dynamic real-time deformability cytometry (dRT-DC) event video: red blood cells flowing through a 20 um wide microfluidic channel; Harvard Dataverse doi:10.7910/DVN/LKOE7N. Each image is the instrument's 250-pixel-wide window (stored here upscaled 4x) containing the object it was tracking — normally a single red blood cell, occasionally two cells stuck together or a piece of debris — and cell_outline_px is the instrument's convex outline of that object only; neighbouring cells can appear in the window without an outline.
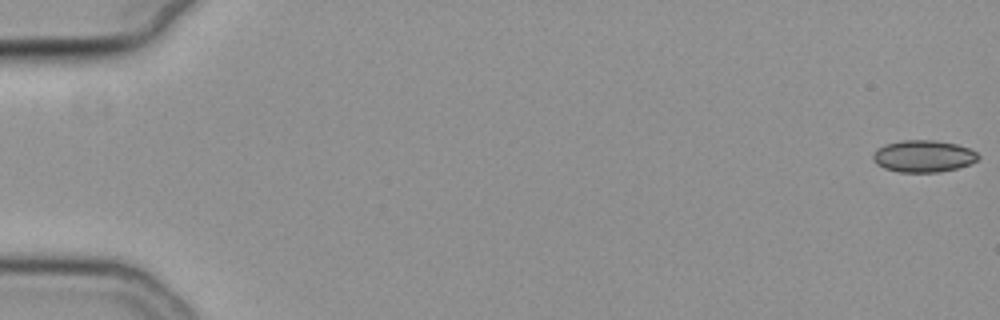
{"species": "common noctule bat (a hibernating species)", "species_latin": "Nyctalus noctula", "temperature_condition": "cold", "stored_images_in_passage": 25, "camera_frame_rate_fps": 3000, "um_per_image_px": 0.085, "animal": {"sex": "female", "body_mass_g": 19.3, "forearm_length_mm": 54.1}, "frame": {"image": 1, "passage_image": 1, "time_ms": 0.0, "image_size_px": [1000, 320], "cell_outline_px": [[980, 156], [976, 160], [968, 164], [956, 168], [940, 172], [900, 172], [884, 168], [876, 164], [872, 160], [872, 152], [884, 144], [900, 140], [936, 140], [956, 144], [968, 148], [976, 152]], "centroid_in_image_um": [78.43, 13.27], "position_along_channel_um": 6.6, "area_um2": 19.65}}
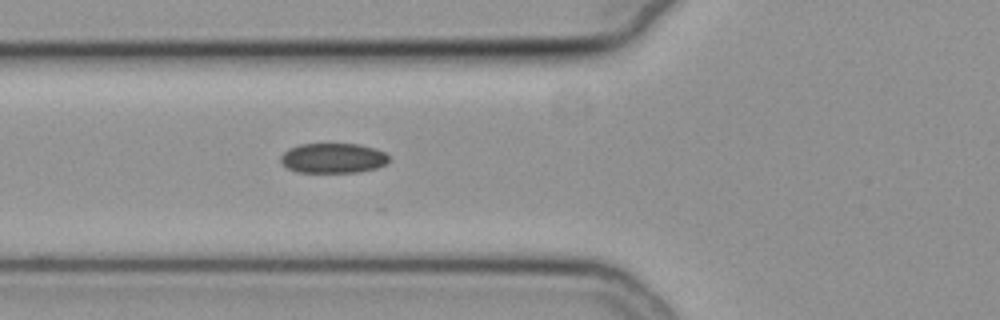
{"frame": {"image": 2, "passage_image": 22, "time_ms": 7.0, "image_size_px": [1000, 320], "cell_outline_px": [[388, 160], [384, 164], [376, 168], [360, 172], [296, 172], [288, 168], [280, 160], [280, 156], [288, 148], [300, 144], [356, 144], [376, 148], [384, 152], [388, 156]], "centroid_in_image_um": [28.29, 13.44], "position_along_channel_um": 97.5, "area_um2": 18.84}}
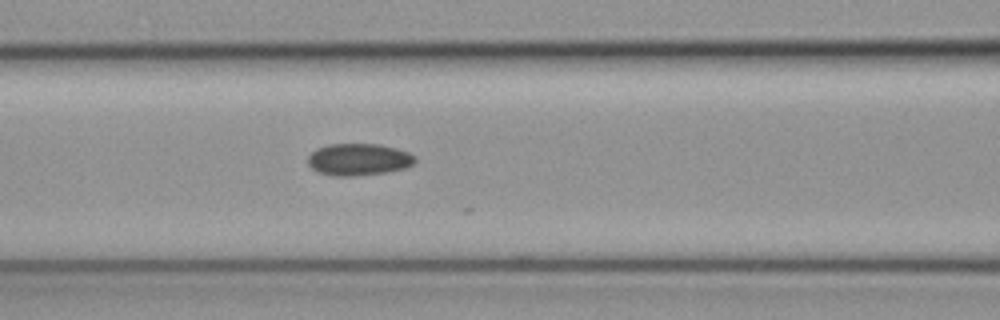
{"frame": {"image": 3, "passage_image": 25, "time_ms": 8.0, "image_size_px": [1000, 320], "cell_outline_px": [[416, 160], [412, 164], [404, 168], [388, 172], [356, 176], [332, 176], [316, 172], [308, 164], [308, 156], [316, 148], [332, 144], [380, 144], [396, 148], [408, 152], [416, 156]], "centroid_in_image_um": [30.47, 13.56], "position_along_channel_um": 136.1, "area_um2": 20.11}}